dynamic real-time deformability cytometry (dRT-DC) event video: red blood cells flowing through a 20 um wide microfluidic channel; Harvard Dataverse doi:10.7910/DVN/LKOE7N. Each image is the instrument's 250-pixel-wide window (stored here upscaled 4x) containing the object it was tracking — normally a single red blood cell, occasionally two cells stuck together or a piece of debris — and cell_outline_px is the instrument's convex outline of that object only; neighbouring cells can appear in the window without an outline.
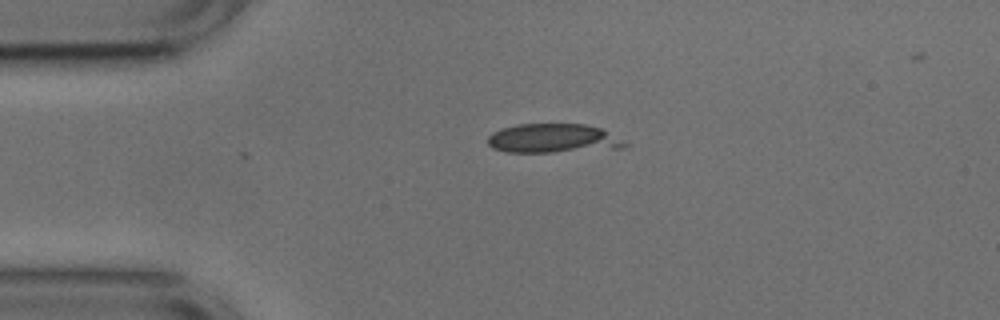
{"species": "common noctule bat (a hibernating species)", "species_latin": "Nyctalus noctula", "temperature_condition": "cold", "stored_images_in_passage": 3, "camera_frame_rate_fps": 3000, "um_per_image_px": 0.085, "animal": {"sex": "male", "body_mass_g": 17.9, "forearm_length_mm": 54.2}, "frame": {"image": 1, "passage_image": 1, "time_ms": 0.0, "image_size_px": [1000, 320], "cell_outline_px": [[628, 144], [624, 148], [552, 152], [508, 152], [492, 148], [488, 144], [488, 136], [492, 132], [516, 124], [584, 124], [600, 128]], "centroid_in_image_um": [46.98, 11.77], "position_along_channel_um": 38.0, "area_um2": 23.06}}